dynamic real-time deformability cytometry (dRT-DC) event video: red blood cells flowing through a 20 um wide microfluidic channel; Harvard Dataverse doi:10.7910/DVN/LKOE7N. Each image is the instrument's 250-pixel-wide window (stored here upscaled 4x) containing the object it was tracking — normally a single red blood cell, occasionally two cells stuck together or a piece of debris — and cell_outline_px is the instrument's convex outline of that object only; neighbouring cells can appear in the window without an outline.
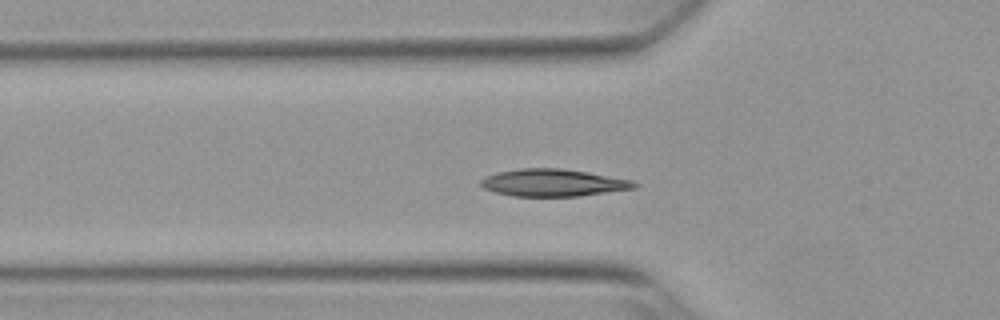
{"species": "Egyptian fruit bat (a non-hibernating species)", "species_latin": "Rousettus aegyptiacus", "temperature_condition": "warm", "stored_images_in_passage": 52, "camera_frame_rate_fps": 3000, "um_per_image_px": 0.085, "animal": {"sex": "female"}, "frame": {"image": 1, "passage_image": 15, "time_ms": 4.667, "image_size_px": [1000, 320], "cell_outline_px": [[640, 184], [636, 188], [580, 196], [512, 196], [496, 192], [484, 188], [480, 184], [480, 180], [484, 176], [496, 172], [520, 168], [560, 168], [588, 172], [632, 180]], "centroid_in_image_um": [47.01, 15.53], "position_along_channel_um": 78.8, "area_um2": 24.51}}
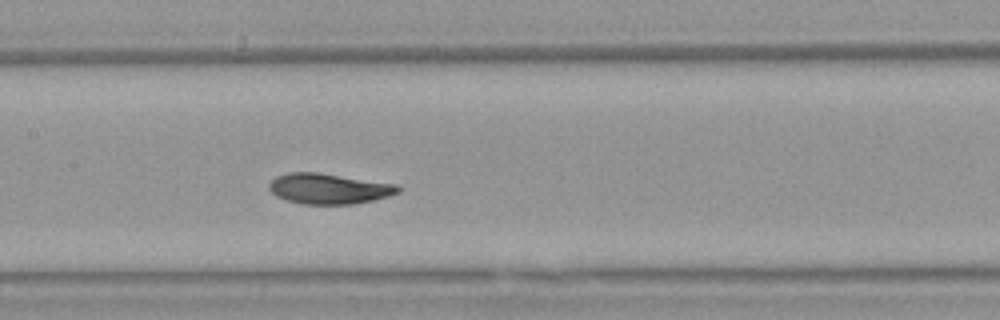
{"frame": {"image": 2, "passage_image": 23, "time_ms": 7.333, "image_size_px": [1000, 320], "cell_outline_px": [[400, 192], [388, 196], [372, 200], [352, 204], [300, 204], [284, 200], [276, 196], [268, 188], [268, 184], [276, 176], [288, 172], [316, 172], [396, 184], [400, 188]], "centroid_in_image_um": [27.9, 16.04], "position_along_channel_um": 179.5, "area_um2": 22.89}}
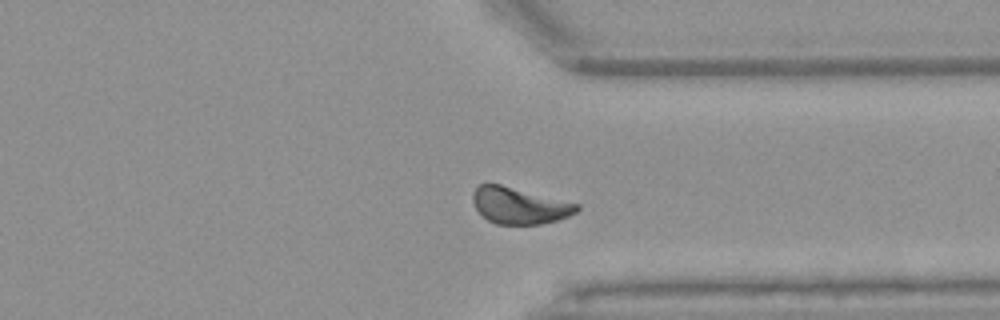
{"frame": {"image": 3, "passage_image": 38, "time_ms": 12.333, "image_size_px": [1000, 320], "cell_outline_px": [[580, 208], [576, 212], [568, 216], [556, 220], [540, 224], [496, 224], [488, 220], [476, 208], [472, 200], [472, 192], [480, 184], [500, 184], [580, 204]], "centroid_in_image_um": [44.15, 17.47], "position_along_channel_um": 367.3, "area_um2": 21.91}}